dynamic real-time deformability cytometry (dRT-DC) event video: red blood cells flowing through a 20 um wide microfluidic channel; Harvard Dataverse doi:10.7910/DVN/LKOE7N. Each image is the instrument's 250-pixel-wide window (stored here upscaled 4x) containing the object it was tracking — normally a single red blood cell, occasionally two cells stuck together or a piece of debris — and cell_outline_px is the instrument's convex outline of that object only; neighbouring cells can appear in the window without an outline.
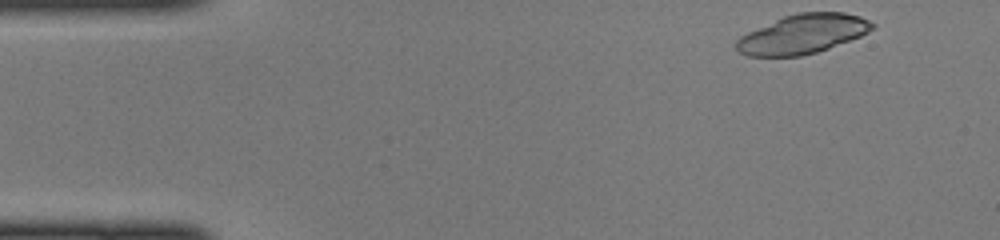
{"species": "common noctule bat (a hibernating species)", "species_latin": "Nyctalus noctula", "temperature_condition": "cold", "stored_images_in_passage": 43, "camera_frame_rate_fps": 3000, "um_per_image_px": 0.085, "animal": {"sex": "female", "body_mass_g": 22.0, "forearm_length_mm": 56.7}, "frame": {"image": 1, "passage_image": 1, "time_ms": 0.0, "image_size_px": [1000, 240], "cell_outline_px": [[876, 28], [860, 36], [828, 48], [816, 52], [800, 56], [748, 56], [736, 52], [736, 40], [740, 36], [748, 32], [784, 16], [796, 12], [844, 12], [860, 16], [876, 24]], "centroid_in_image_um": [68.23, 2.89], "position_along_channel_um": 16.8, "area_um2": 31.1}}